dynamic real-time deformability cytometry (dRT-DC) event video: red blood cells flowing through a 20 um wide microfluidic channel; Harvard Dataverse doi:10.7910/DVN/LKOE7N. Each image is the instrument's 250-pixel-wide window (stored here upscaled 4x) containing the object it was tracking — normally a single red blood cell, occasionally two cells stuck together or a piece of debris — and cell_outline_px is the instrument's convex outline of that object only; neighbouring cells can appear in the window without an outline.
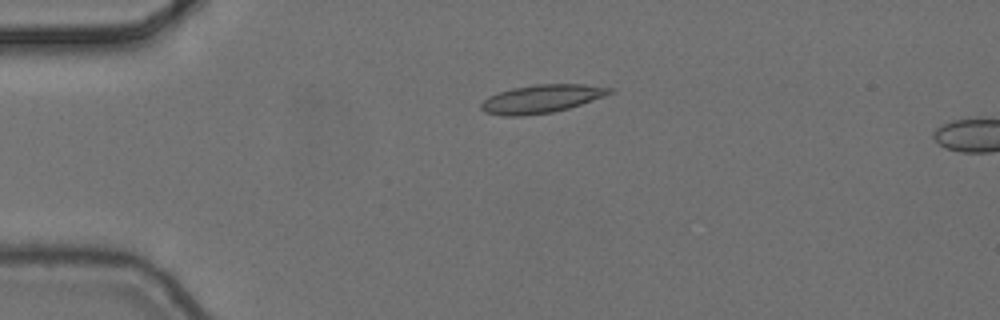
{"species": "common noctule bat (a hibernating species)", "species_latin": "Nyctalus noctula", "temperature_condition": "cold", "stored_images_in_passage": 4, "camera_frame_rate_fps": 3000, "um_per_image_px": 0.085, "animal": {"sex": "female", "body_mass_g": 24.6, "forearm_length_mm": 56.2}, "frame": {"image": 1, "passage_image": 3, "time_ms": 0.667, "image_size_px": [1000, 320], "cell_outline_px": [[612, 92], [604, 96], [568, 108], [552, 112], [520, 116], [500, 116], [484, 112], [480, 108], [480, 104], [488, 96], [512, 88], [536, 84], [584, 84], [612, 88]], "centroid_in_image_um": [45.97, 8.4], "position_along_channel_um": 39.0, "area_um2": 20.98}}